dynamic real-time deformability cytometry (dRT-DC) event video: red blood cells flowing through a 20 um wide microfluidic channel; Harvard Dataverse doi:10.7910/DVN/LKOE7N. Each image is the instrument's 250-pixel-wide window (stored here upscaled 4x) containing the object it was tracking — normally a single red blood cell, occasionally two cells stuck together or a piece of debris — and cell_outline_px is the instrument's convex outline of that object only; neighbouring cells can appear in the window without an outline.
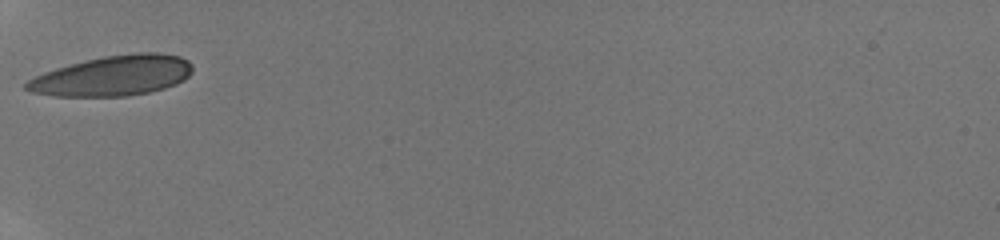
{"species": "human", "species_latin": "Homo sapiens", "temperature_condition": "room temperature", "stored_images_in_passage": 5, "camera_frame_rate_fps": 3000, "um_per_image_px": 0.085, "donor": {"sex": "male"}, "frame": {"image": 1, "passage_image": 1, "time_ms": 0.0, "image_size_px": [1000, 240], "cell_outline_px": [[192, 72], [184, 80], [176, 84], [164, 88], [148, 92], [128, 96], [52, 96], [32, 92], [24, 88], [24, 84], [28, 80], [44, 72], [56, 68], [104, 56], [136, 52], [160, 52], [180, 56], [188, 60], [192, 64]], "centroid_in_image_um": [9.62, 6.43], "position_along_channel_um": 75.4, "area_um2": 38.9}}
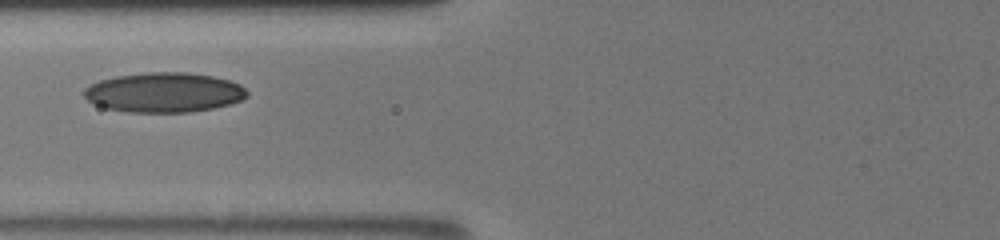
{"frame": {"image": 2, "passage_image": 3, "time_ms": 1.0, "image_size_px": [1000, 240], "cell_outline_px": [[248, 96], [232, 104], [192, 112], [128, 112], [108, 108], [96, 104], [88, 100], [84, 96], [84, 88], [100, 80], [116, 76], [144, 72], [188, 72], [212, 76], [228, 80], [240, 84], [248, 92]], "centroid_in_image_um": [13.97, 7.85], "position_along_channel_um": 111.8, "area_um2": 37.74}}